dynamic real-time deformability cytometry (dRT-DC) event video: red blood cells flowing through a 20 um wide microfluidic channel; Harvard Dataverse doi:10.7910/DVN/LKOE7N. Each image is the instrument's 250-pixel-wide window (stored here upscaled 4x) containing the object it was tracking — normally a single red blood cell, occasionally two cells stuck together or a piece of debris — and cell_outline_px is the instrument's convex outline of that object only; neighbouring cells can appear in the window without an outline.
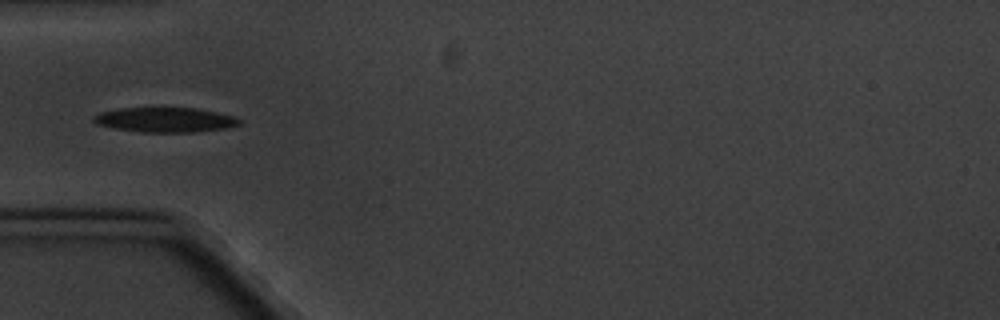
{"species": "common noctule bat (a hibernating species)", "species_latin": "Nyctalus noctula", "temperature_condition": "cold", "stored_images_in_passage": 11, "camera_frame_rate_fps": 3000, "um_per_image_px": 0.085, "animal": {"sex": "male", "body_mass_g": 20.1, "forearm_length_mm": 53.5}, "frame": {"image": 1, "passage_image": 5, "time_ms": 5.333, "image_size_px": [1000, 320], "cell_outline_px": [[240, 124], [228, 128], [196, 132], [140, 132], [116, 128], [96, 124], [92, 120], [92, 116], [100, 112], [120, 108], [196, 108], [216, 112], [232, 116], [240, 120]], "centroid_in_image_um": [14.01, 10.19], "position_along_channel_um": 71.0, "area_um2": 20.98}}
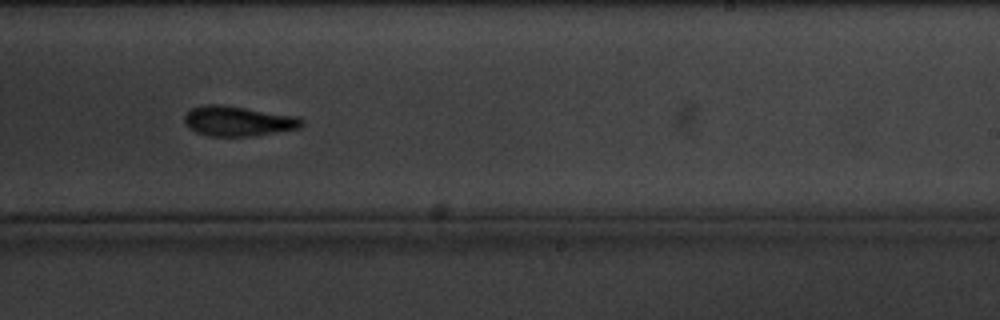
{"frame": {"image": 2, "passage_image": 10, "time_ms": 11.333, "image_size_px": [1000, 320], "cell_outline_px": [[304, 124], [300, 128], [252, 136], [208, 136], [196, 132], [188, 128], [184, 124], [184, 116], [192, 108], [204, 104], [220, 104], [300, 116], [304, 120]], "centroid_in_image_um": [20.25, 10.29], "position_along_channel_um": 268.8, "area_um2": 20.75}}